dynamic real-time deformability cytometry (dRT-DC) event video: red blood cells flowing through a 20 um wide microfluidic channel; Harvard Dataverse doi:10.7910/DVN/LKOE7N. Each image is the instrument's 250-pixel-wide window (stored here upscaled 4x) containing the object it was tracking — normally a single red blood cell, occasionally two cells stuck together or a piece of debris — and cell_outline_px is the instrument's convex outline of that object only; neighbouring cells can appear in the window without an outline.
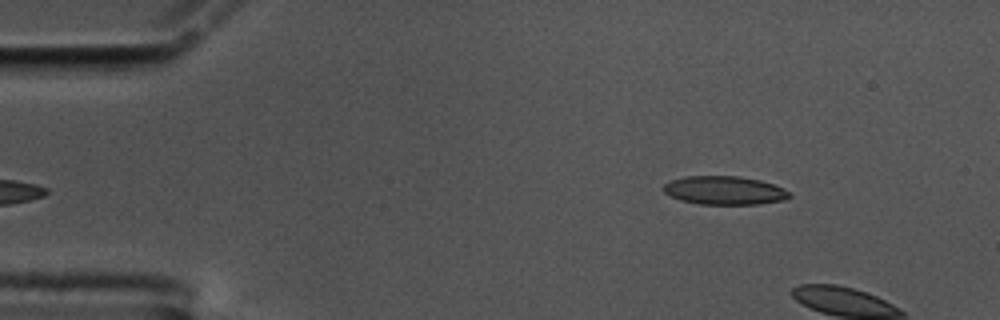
{"species": "common noctule bat (a hibernating species)", "species_latin": "Nyctalus noctula", "temperature_condition": "cold", "stored_images_in_passage": 5, "camera_frame_rate_fps": 3000, "um_per_image_px": 0.085, "animal": {"sex": "male", "body_mass_g": 17.5, "forearm_length_mm": 52.3}, "frame": {"image": 1, "passage_image": 2, "time_ms": 0.333, "image_size_px": [1000, 320], "cell_outline_px": [[792, 196], [784, 200], [760, 204], [700, 204], [680, 200], [664, 192], [660, 188], [664, 184], [672, 180], [684, 176], [740, 176], [760, 180], [784, 188]], "centroid_in_image_um": [61.57, 16.18], "position_along_channel_um": 23.4, "area_um2": 20.98}}